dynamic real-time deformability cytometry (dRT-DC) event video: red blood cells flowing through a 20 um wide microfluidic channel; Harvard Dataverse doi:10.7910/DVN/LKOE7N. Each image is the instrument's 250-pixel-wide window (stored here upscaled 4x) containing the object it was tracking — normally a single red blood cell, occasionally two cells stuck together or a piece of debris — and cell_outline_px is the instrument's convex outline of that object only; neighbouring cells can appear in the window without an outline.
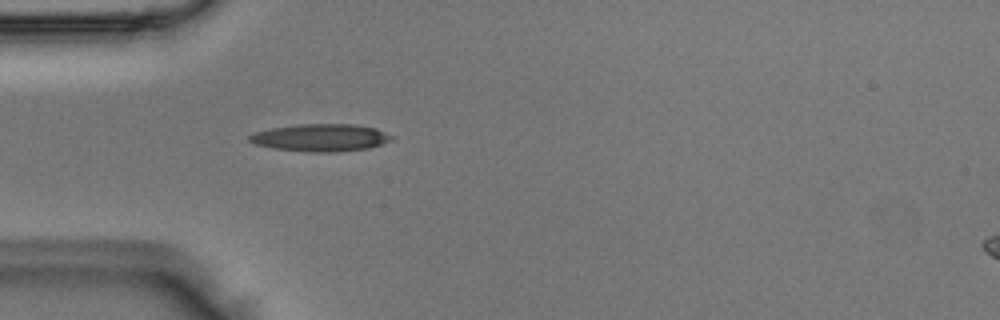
{"species": "Egyptian fruit bat (a non-hibernating species)", "species_latin": "Rousettus aegyptiacus", "temperature_condition": "room temperature", "stored_images_in_passage": 37, "camera_frame_rate_fps": 3000, "um_per_image_px": 0.085, "animal": {"sex": "male"}, "frame": {"image": 1, "passage_image": 1, "time_ms": 0.0, "image_size_px": [1000, 320], "cell_outline_px": [[396, 136], [392, 140], [368, 148], [332, 152], [312, 152], [272, 148], [256, 144], [248, 140], [248, 136], [256, 132], [272, 128], [300, 124], [356, 124], [376, 128]], "centroid_in_image_um": [27.3, 11.69], "position_along_channel_um": 57.7, "area_um2": 22.66}}
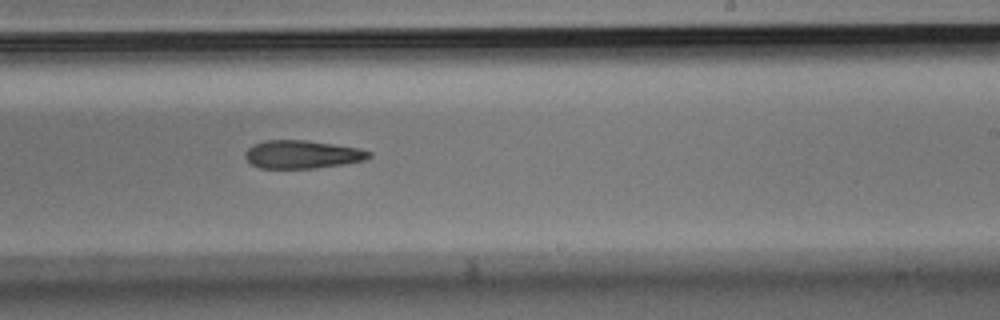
{"frame": {"image": 2, "passage_image": 17, "time_ms": 5.333, "image_size_px": [1000, 320], "cell_outline_px": [[372, 156], [368, 160], [344, 164], [316, 168], [260, 168], [252, 164], [244, 156], [244, 152], [252, 144], [264, 140], [304, 140], [360, 148], [372, 152]], "centroid_in_image_um": [25.71, 13.12], "position_along_channel_um": 263.3, "area_um2": 20.46}}
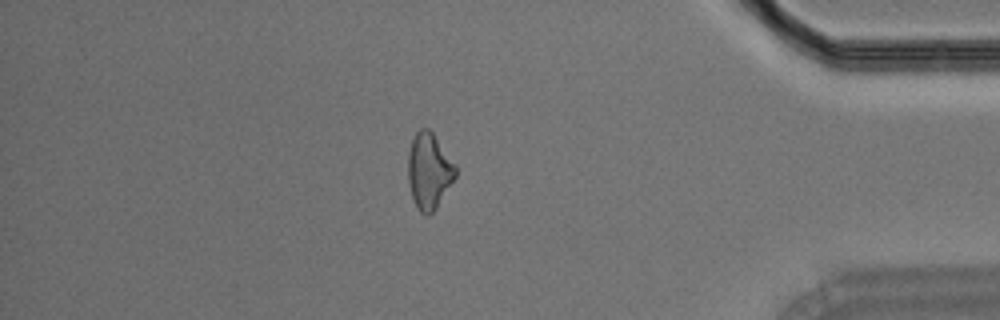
{"frame": {"image": 3, "passage_image": 30, "time_ms": 9.667, "image_size_px": [1000, 320], "cell_outline_px": [[456, 176], [436, 208], [428, 216], [424, 216], [416, 208], [412, 196], [408, 180], [408, 152], [412, 140], [416, 132], [420, 128], [428, 128], [432, 132], [456, 164]], "centroid_in_image_um": [36.46, 14.54], "position_along_channel_um": 398.7, "area_um2": 21.04}}